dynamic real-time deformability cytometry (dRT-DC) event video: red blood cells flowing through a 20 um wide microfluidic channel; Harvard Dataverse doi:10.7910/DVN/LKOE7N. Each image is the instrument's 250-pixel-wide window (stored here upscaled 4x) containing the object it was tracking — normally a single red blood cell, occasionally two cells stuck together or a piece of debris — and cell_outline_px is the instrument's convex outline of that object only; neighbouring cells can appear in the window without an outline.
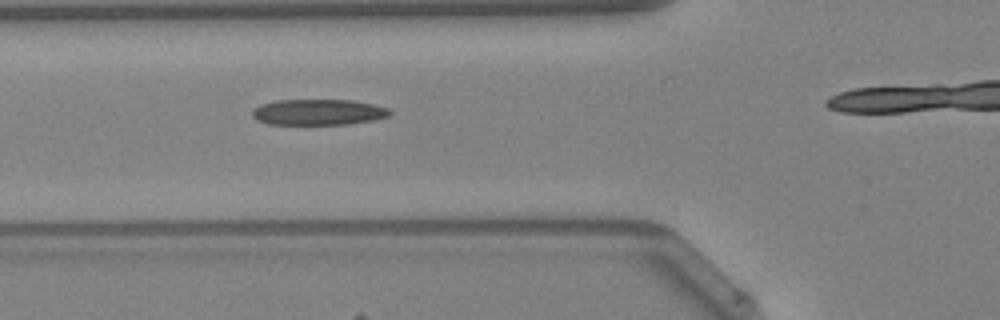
{"species": "Egyptian fruit bat (a non-hibernating species)", "species_latin": "Rousettus aegyptiacus", "temperature_condition": "warm", "stored_images_in_passage": 15, "camera_frame_rate_fps": 3000, "um_per_image_px": 0.085, "animal": {"sex": "female"}, "frame": {"image": 1, "passage_image": 12, "time_ms": 3.667, "image_size_px": [1000, 320], "cell_outline_px": [[392, 112], [388, 116], [376, 120], [348, 124], [268, 124], [256, 120], [252, 116], [252, 108], [260, 104], [276, 100], [352, 100], [372, 104], [388, 108]], "centroid_in_image_um": [27.03, 9.53], "position_along_channel_um": 98.8, "area_um2": 20.87}}